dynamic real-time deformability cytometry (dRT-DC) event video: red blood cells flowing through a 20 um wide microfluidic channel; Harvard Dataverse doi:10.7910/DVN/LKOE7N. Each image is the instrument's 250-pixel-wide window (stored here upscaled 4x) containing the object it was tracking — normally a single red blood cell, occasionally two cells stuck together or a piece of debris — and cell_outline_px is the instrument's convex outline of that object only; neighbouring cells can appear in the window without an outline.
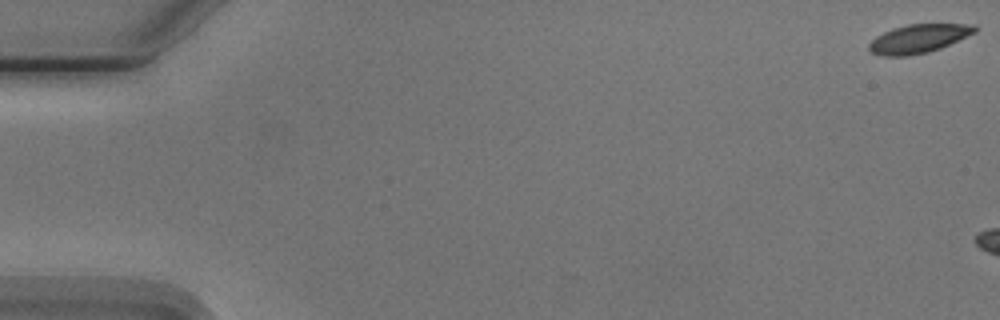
{"species": "Egyptian fruit bat (a non-hibernating species)", "species_latin": "Rousettus aegyptiacus", "temperature_condition": "cold", "stored_images_in_passage": 5, "camera_frame_rate_fps": 3000, "um_per_image_px": 0.085, "animal": {"sex": "male"}, "frame": {"image": 1, "passage_image": 1, "time_ms": 0.0, "image_size_px": [1000, 320], "cell_outline_px": [[976, 32], [940, 48], [928, 52], [908, 56], [880, 56], [872, 52], [868, 48], [868, 44], [876, 36], [892, 28], [908, 24], [964, 24], [976, 28]], "centroid_in_image_um": [78.01, 3.3], "position_along_channel_um": 7.0, "area_um2": 17.46}}